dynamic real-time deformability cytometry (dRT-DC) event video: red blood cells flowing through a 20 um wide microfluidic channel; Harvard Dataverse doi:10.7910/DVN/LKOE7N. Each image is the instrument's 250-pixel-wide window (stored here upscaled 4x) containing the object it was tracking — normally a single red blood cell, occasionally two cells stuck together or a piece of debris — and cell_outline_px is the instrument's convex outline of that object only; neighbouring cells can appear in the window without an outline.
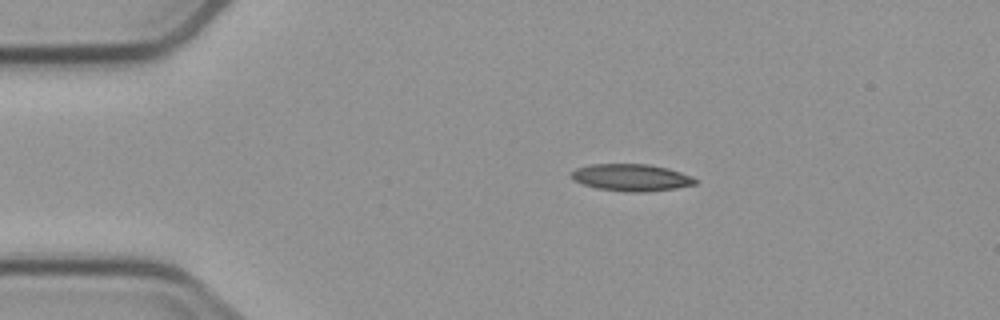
{"species": "common noctule bat (a hibernating species)", "species_latin": "Nyctalus noctula", "temperature_condition": "cold", "stored_images_in_passage": 4, "camera_frame_rate_fps": 3000, "um_per_image_px": 0.085, "animal": {"sex": "male", "body_mass_g": 23.1, "forearm_length_mm": 52.7}, "frame": {"image": 1, "passage_image": 1, "time_ms": 0.0, "image_size_px": [1000, 320], "cell_outline_px": [[696, 184], [676, 188], [648, 192], [624, 192], [596, 188], [572, 180], [572, 172], [576, 168], [592, 164], [648, 164], [668, 168], [692, 176], [696, 180]], "centroid_in_image_um": [53.67, 15.09], "position_along_channel_um": 31.3, "area_um2": 19.54}}
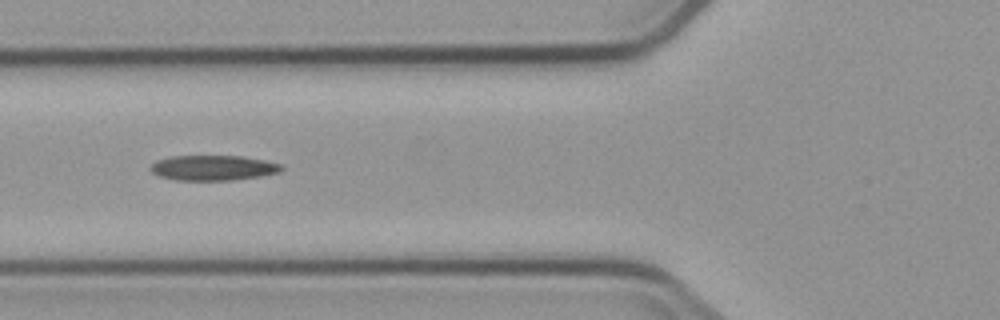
{"frame": {"image": 2, "passage_image": 4, "time_ms": 3.333, "image_size_px": [1000, 320], "cell_outline_px": [[284, 168], [280, 172], [260, 176], [232, 180], [172, 180], [160, 176], [152, 172], [148, 168], [156, 160], [172, 156], [240, 156], [264, 160], [280, 164]], "centroid_in_image_um": [18.09, 14.27], "position_along_channel_um": 107.7, "area_um2": 19.19}}